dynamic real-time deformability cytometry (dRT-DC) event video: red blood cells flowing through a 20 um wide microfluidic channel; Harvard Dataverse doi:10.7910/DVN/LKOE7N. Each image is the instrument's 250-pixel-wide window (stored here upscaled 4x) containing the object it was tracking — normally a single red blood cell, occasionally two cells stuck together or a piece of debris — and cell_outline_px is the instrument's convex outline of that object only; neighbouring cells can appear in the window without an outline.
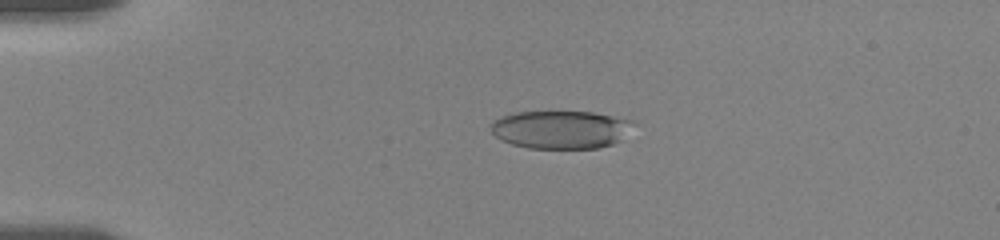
{"species": "human", "species_latin": "Homo sapiens", "temperature_condition": "room temperature", "stored_images_in_passage": 53, "camera_frame_rate_fps": 3000, "um_per_image_px": 0.085, "donor": {"sex": "female"}, "frame": {"image": 1, "passage_image": 8, "time_ms": 3.667, "image_size_px": [1000, 240], "cell_outline_px": [[636, 124], [620, 140], [612, 144], [600, 148], [528, 148], [512, 144], [496, 136], [492, 132], [488, 124], [492, 120], [516, 112], [592, 112], [632, 120]], "centroid_in_image_um": [47.66, 11.01], "position_along_channel_um": 37.3, "area_um2": 31.56}}
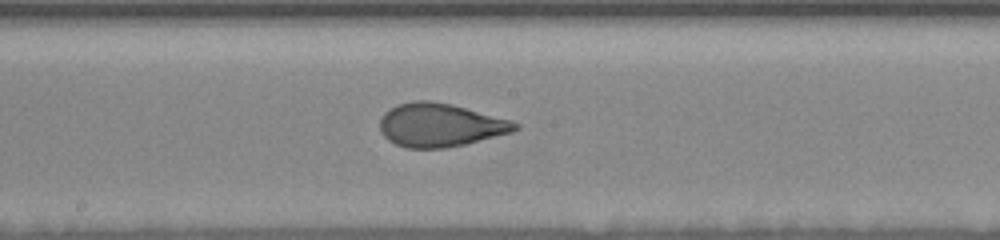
{"frame": {"image": 2, "passage_image": 25, "time_ms": 9.667, "image_size_px": [1000, 240], "cell_outline_px": [[520, 128], [512, 132], [464, 144], [444, 148], [404, 148], [388, 140], [380, 132], [380, 120], [384, 112], [396, 104], [412, 100], [428, 100], [452, 104], [508, 120], [520, 124]], "centroid_in_image_um": [37.36, 10.62], "position_along_channel_um": 210.8, "area_um2": 34.1}}
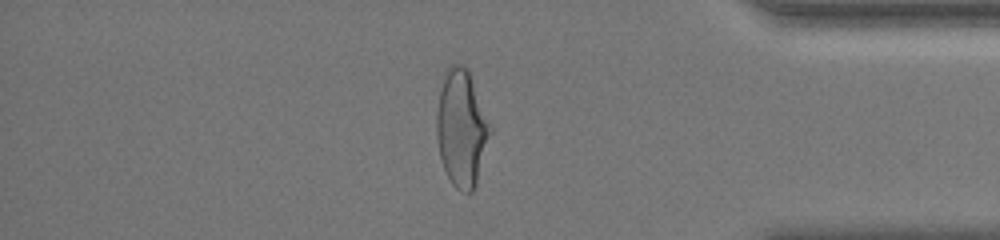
{"frame": {"image": 3, "passage_image": 44, "time_ms": 15.333, "image_size_px": [1000, 240], "cell_outline_px": [[492, 132], [476, 184], [472, 192], [460, 192], [452, 184], [444, 168], [440, 156], [436, 136], [436, 112], [444, 72], [452, 64], [460, 64], [468, 68], [492, 124]], "centroid_in_image_um": [39.25, 10.88], "position_along_channel_um": 395.9, "area_um2": 36.88}, "authors_computed_cell_mechanics": {"area_um2": 34.102, "velocity_mm_per_s": 3.6302, "shape_relaxation_time_tau1_ms": 7.6128, "shape_relaxation_time_tau2_ms": 0.6527, "deformation_change_tau1": 0.2148, "deformation_change_tau2": 0.0631}}